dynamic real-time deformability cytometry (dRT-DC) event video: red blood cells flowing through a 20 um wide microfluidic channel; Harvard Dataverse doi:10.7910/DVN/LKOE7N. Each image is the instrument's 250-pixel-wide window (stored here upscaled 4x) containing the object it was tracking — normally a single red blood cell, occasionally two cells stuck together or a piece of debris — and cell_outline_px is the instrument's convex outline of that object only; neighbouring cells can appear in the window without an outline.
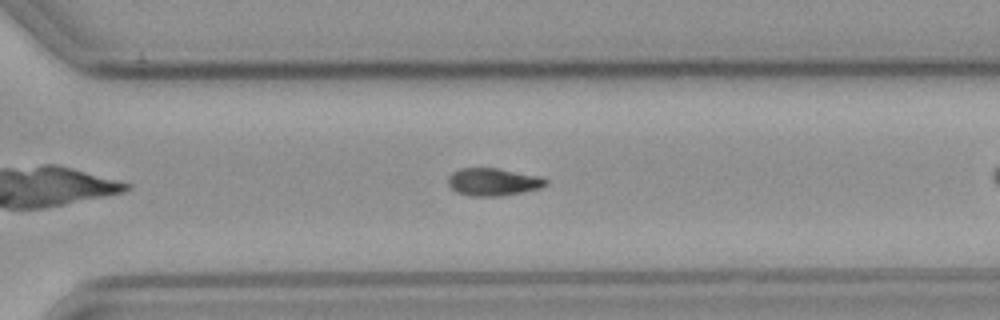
{"species": "common noctule bat (a hibernating species)", "species_latin": "Nyctalus noctula", "temperature_condition": "cold", "stored_images_in_passage": 35, "camera_frame_rate_fps": 3000, "um_per_image_px": 0.085, "animal": {"sex": "male", "body_mass_g": 23.1, "forearm_length_mm": 52.7}, "frame": {"image": 1, "passage_image": 30, "time_ms": 9.667, "image_size_px": [1000, 320], "cell_outline_px": [[548, 184], [540, 188], [524, 192], [500, 196], [468, 196], [456, 192], [448, 184], [448, 176], [452, 172], [460, 168], [496, 168], [540, 176], [548, 180]], "centroid_in_image_um": [41.92, 15.47], "position_along_channel_um": 328.7, "area_um2": 15.84}}